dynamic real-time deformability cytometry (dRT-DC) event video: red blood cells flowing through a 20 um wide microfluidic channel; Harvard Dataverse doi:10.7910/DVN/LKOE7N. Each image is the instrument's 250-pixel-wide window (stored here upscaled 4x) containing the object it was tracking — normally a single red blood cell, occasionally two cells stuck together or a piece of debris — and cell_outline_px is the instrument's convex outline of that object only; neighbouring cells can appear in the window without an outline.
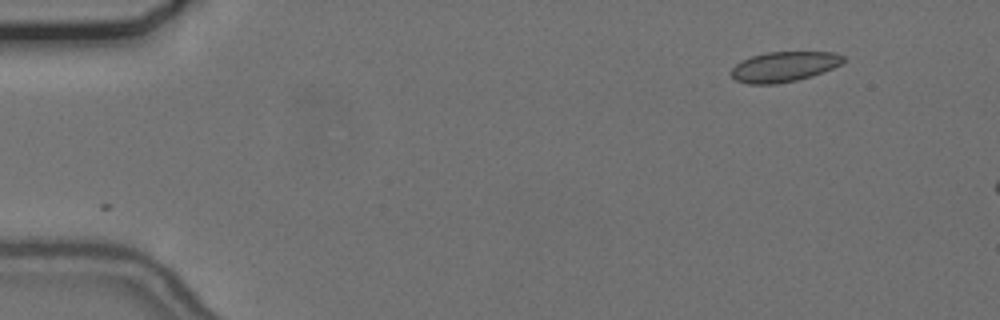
{"species": "common noctule bat (a hibernating species)", "species_latin": "Nyctalus noctula", "temperature_condition": "cold", "stored_images_in_passage": 7, "camera_frame_rate_fps": 3000, "um_per_image_px": 0.085, "animal": {"sex": "female", "body_mass_g": 24.6, "forearm_length_mm": 56.2}, "frame": {"image": 1, "passage_image": 1, "time_ms": 0.0, "image_size_px": [1000, 320], "cell_outline_px": [[844, 60], [840, 64], [832, 68], [812, 76], [796, 80], [776, 84], [748, 84], [736, 80], [728, 72], [736, 64], [752, 56], [768, 52], [832, 52], [844, 56]], "centroid_in_image_um": [66.61, 5.67], "position_along_channel_um": 18.4, "area_um2": 19.54}}